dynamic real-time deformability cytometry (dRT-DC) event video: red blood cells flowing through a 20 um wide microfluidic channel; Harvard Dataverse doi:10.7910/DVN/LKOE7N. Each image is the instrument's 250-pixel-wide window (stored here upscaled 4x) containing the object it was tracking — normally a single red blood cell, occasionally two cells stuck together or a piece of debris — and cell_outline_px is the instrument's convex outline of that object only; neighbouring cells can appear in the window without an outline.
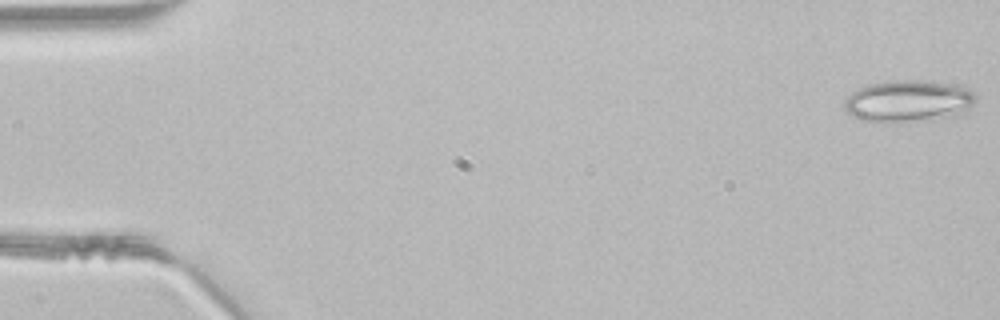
{"species": "common noctule bat (a hibernating species)", "species_latin": "Nyctalus noctula", "temperature_condition": "room temperature", "stored_images_in_passage": 47, "camera_frame_rate_fps": 3000, "um_per_image_px": 0.085, "animal": {"sex": "male", "body_mass_g": 21.5, "forearm_length_mm": 52.0}, "frame": {"image": 1, "passage_image": 1, "time_ms": 0.0, "image_size_px": [1000, 320], "cell_outline_px": [[976, 100], [964, 112], [932, 120], [896, 124], [884, 124], [864, 120], [852, 116], [844, 108], [844, 100], [852, 92], [868, 84], [888, 80], [920, 80], [968, 88], [976, 92]], "centroid_in_image_um": [77.16, 8.62], "position_along_channel_um": 7.8, "area_um2": 32.43}}
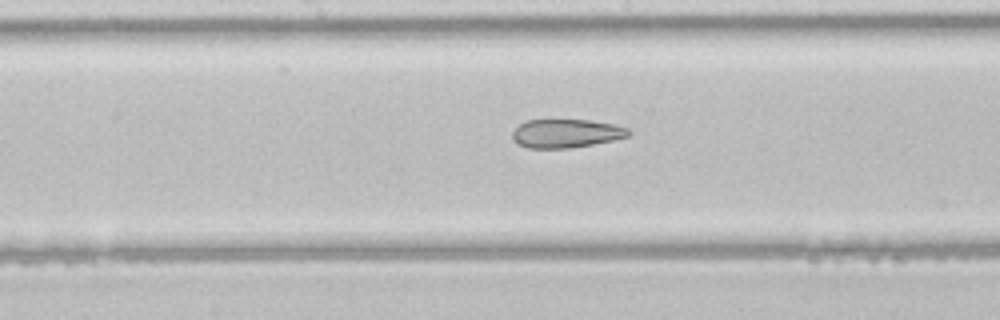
{"frame": {"image": 2, "passage_image": 24, "time_ms": 7.667, "image_size_px": [1000, 320], "cell_outline_px": [[632, 132], [628, 136], [612, 140], [592, 144], [568, 148], [528, 148], [512, 140], [512, 132], [520, 124], [528, 120], [588, 120], [612, 124], [628, 128]], "centroid_in_image_um": [48.11, 11.34], "position_along_channel_um": 200.1, "area_um2": 19.13}}
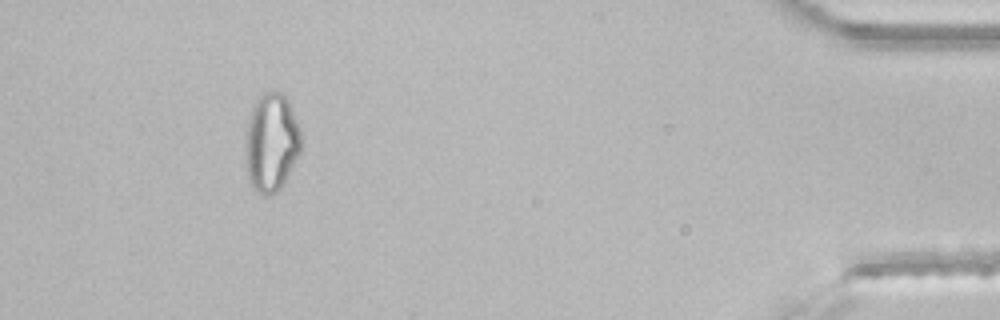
{"frame": {"image": 3, "passage_image": 43, "time_ms": 14.0, "image_size_px": [1000, 320], "cell_outline_px": [[300, 152], [284, 184], [276, 192], [268, 196], [256, 192], [252, 188], [248, 176], [244, 156], [244, 148], [248, 120], [252, 108], [256, 100], [264, 92], [284, 92], [300, 128]], "centroid_in_image_um": [23.04, 12.13], "position_along_channel_um": 412.2, "area_um2": 32.14}}